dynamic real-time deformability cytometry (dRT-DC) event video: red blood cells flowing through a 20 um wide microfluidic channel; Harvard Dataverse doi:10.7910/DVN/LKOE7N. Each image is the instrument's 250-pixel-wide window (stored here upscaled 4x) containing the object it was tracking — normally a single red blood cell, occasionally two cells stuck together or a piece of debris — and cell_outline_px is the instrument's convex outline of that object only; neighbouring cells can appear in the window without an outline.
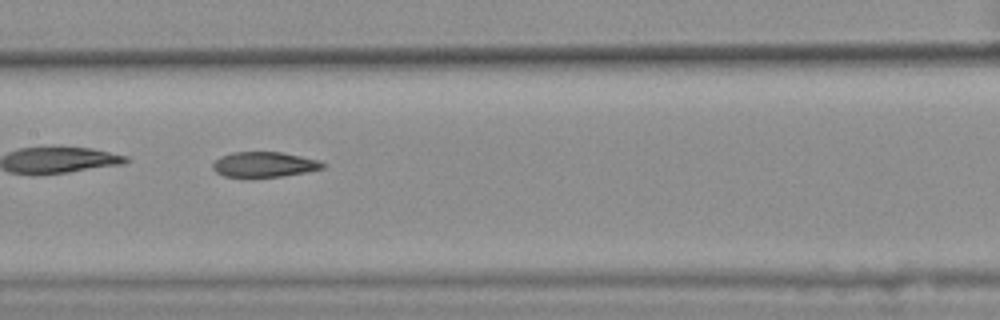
{"species": "common noctule bat (a hibernating species)", "species_latin": "Nyctalus noctula", "temperature_condition": "warm", "stored_images_in_passage": 32, "camera_frame_rate_fps": 3000, "um_per_image_px": 0.085, "animal": {"sex": "female", "body_mass_g": 25.1}, "frame": {"image": 1, "passage_image": 10, "time_ms": 3.0, "image_size_px": [1000, 320], "cell_outline_px": [[328, 164], [324, 168], [304, 172], [280, 176], [224, 176], [216, 172], [212, 168], [212, 164], [220, 156], [232, 152], [280, 152], [320, 160]], "centroid_in_image_um": [22.47, 13.96], "position_along_channel_um": 184.9, "area_um2": 15.95}}
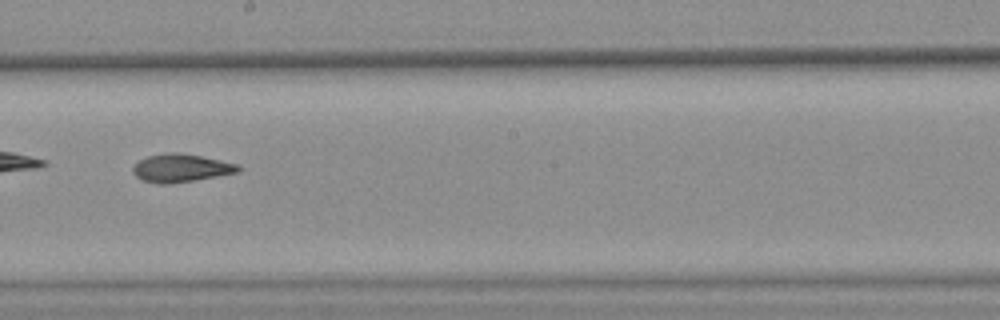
{"frame": {"image": 2, "passage_image": 14, "time_ms": 4.333, "image_size_px": [1000, 320], "cell_outline_px": [[244, 168], [240, 172], [168, 184], [160, 184], [140, 180], [132, 172], [132, 168], [140, 160], [148, 156], [168, 152], [180, 152], [220, 160], [236, 164]], "centroid_in_image_um": [15.37, 14.28], "position_along_channel_um": 232.8, "area_um2": 17.17}}